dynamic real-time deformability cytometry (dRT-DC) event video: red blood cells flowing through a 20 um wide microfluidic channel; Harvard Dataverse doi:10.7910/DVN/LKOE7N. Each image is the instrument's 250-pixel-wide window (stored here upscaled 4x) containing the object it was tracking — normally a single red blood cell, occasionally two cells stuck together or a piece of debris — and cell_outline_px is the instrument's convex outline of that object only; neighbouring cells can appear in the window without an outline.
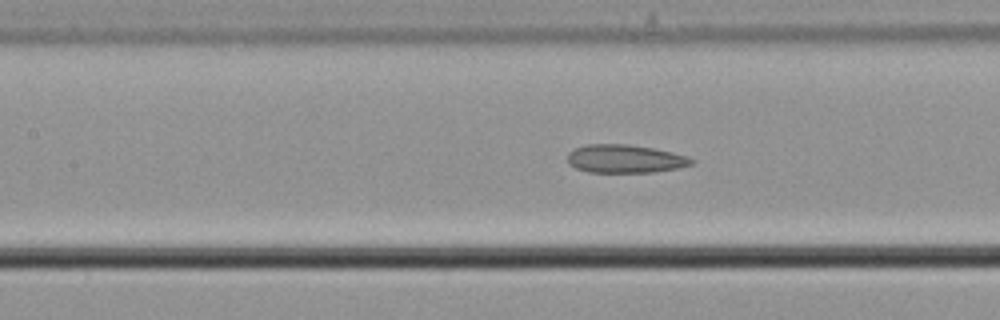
{"species": "common noctule bat (a hibernating species)", "species_latin": "Nyctalus noctula", "temperature_condition": "cold", "stored_images_in_passage": 12, "camera_frame_rate_fps": 3000, "um_per_image_px": 0.085, "animal": {"sex": "male", "body_mass_g": 21.5, "forearm_length_mm": 52.0}, "frame": {"image": 1, "passage_image": 10, "time_ms": 3.0, "image_size_px": [1000, 320], "cell_outline_px": [[696, 160], [692, 164], [676, 168], [652, 172], [588, 172], [576, 168], [568, 164], [568, 152], [576, 148], [588, 144], [628, 144], [652, 148], [672, 152], [688, 156]], "centroid_in_image_um": [53.12, 13.49], "position_along_channel_um": 154.3, "area_um2": 20.35}}